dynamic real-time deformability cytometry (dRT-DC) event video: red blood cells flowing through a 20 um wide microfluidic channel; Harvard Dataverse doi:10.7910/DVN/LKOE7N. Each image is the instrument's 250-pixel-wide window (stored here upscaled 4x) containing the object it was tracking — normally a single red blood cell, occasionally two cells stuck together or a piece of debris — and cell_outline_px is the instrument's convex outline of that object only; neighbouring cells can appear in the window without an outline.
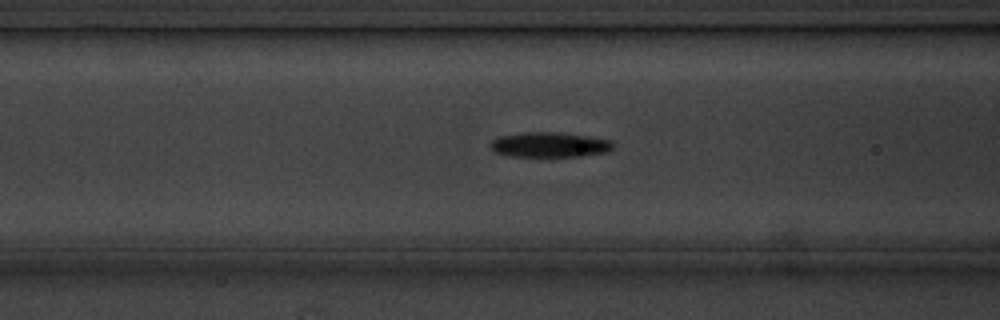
{"species": "common noctule bat (a hibernating species)", "species_latin": "Nyctalus noctula", "temperature_condition": "cold", "stored_images_in_passage": 42, "camera_frame_rate_fps": 3000, "um_per_image_px": 0.085, "animal": {"sex": "male", "body_mass_g": 20.1, "forearm_length_mm": 53.5}, "frame": {"image": 1, "passage_image": 7, "time_ms": 2.0, "image_size_px": [1000, 320], "cell_outline_px": [[616, 144], [608, 152], [580, 156], [508, 156], [496, 152], [488, 144], [492, 140], [500, 136], [524, 132], [552, 132], [584, 136], [612, 140]], "centroid_in_image_um": [46.72, 12.3], "position_along_channel_um": 119.9, "area_um2": 17.74}}
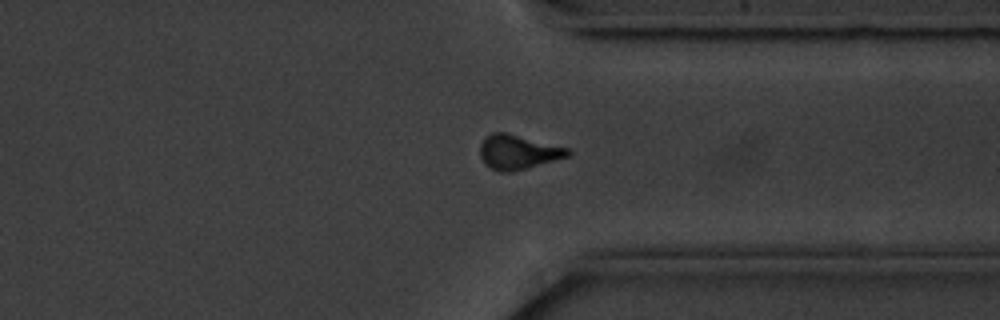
{"frame": {"image": 2, "passage_image": 28, "time_ms": 9.0, "image_size_px": [1000, 320], "cell_outline_px": [[572, 152], [568, 156], [512, 172], [500, 172], [484, 164], [480, 156], [480, 144], [484, 136], [492, 132], [508, 132], [568, 148]], "centroid_in_image_um": [43.99, 12.9], "position_along_channel_um": 367.4, "area_um2": 17.69}}
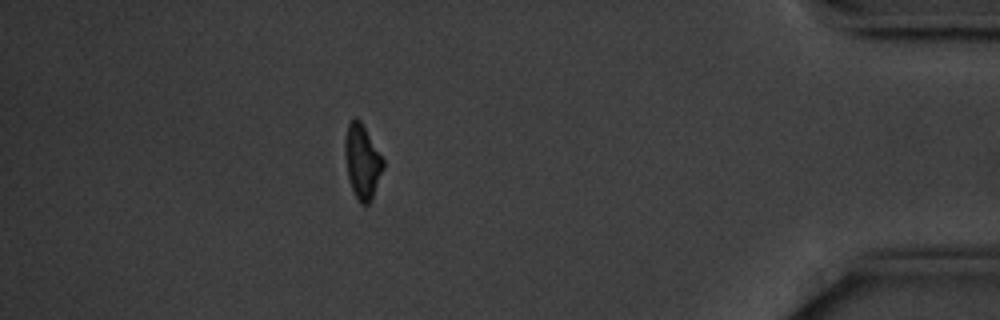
{"frame": {"image": 3, "passage_image": 35, "time_ms": 11.333, "image_size_px": [1000, 320], "cell_outline_px": [[384, 168], [372, 200], [368, 204], [360, 204], [352, 188], [348, 176], [344, 156], [344, 136], [348, 124], [356, 116], [360, 120], [384, 160]], "centroid_in_image_um": [30.78, 13.73], "position_along_channel_um": 404.4, "area_um2": 16.59}, "authors_computed_cell_mechanics": {"area_um2": 17.6579, "velocity_mm_per_s": 3.546, "shape_relaxation_time_tau1_ms": 3.0605, "shape_relaxation_time_tau2_ms": null, "deformation_change_tau1": 0.1081, "deformation_change_tau2": null}}